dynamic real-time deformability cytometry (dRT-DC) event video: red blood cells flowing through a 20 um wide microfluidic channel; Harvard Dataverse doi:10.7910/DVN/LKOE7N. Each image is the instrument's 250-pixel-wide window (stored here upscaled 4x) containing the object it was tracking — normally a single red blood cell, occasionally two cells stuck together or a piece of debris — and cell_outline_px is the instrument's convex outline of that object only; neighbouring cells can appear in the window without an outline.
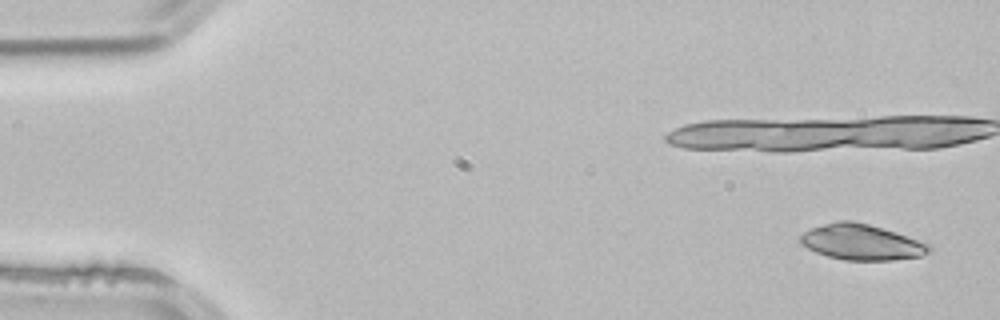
{"species": "common noctule bat (a hibernating species)", "species_latin": "Nyctalus noctula", "temperature_condition": "room temperature", "stored_images_in_passage": 5, "camera_frame_rate_fps": 3000, "um_per_image_px": 0.085, "animal": {"sex": "male", "body_mass_g": 21.5, "forearm_length_mm": 52.0}, "frame": {"image": 1, "passage_image": 1, "time_ms": 0.0, "image_size_px": [1000, 320], "cell_outline_px": [[932, 252], [920, 256], [892, 260], [844, 260], [828, 256], [816, 252], [808, 248], [800, 240], [800, 236], [804, 232], [812, 228], [836, 220], [848, 220], [868, 224], [896, 232], [928, 244], [932, 248]], "centroid_in_image_um": [73.25, 20.58], "position_along_channel_um": 11.8, "area_um2": 26.47}}